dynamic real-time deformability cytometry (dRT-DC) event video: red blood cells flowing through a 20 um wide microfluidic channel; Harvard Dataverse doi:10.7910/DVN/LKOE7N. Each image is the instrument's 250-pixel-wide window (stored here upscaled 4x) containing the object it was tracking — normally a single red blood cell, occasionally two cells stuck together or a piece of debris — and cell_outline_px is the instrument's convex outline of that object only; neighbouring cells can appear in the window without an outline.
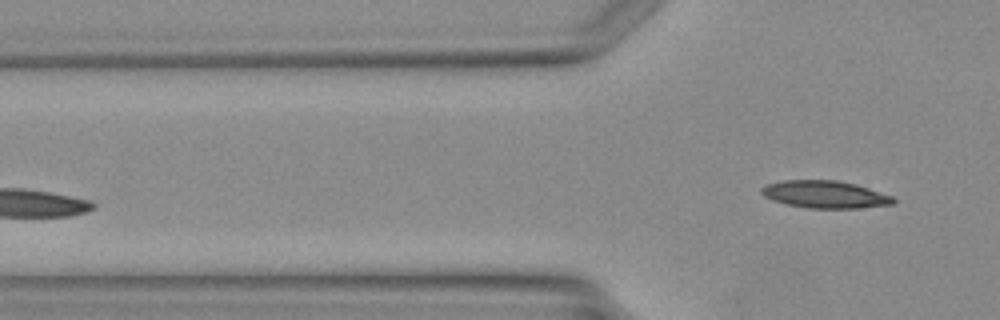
{"species": "Egyptian fruit bat (a non-hibernating species)", "species_latin": "Rousettus aegyptiacus", "temperature_condition": "warm", "stored_images_in_passage": 3, "camera_frame_rate_fps": 3000, "um_per_image_px": 0.085, "animal": {"sex": "female"}, "frame": {"image": 1, "passage_image": 3, "time_ms": 2.333, "image_size_px": [1000, 320], "cell_outline_px": [[896, 200], [892, 204], [856, 208], [808, 208], [784, 204], [772, 200], [764, 196], [760, 192], [760, 188], [768, 184], [780, 180], [836, 180], [856, 184], [892, 196]], "centroid_in_image_um": [70.07, 16.52], "position_along_channel_um": 55.7, "area_um2": 21.04}}